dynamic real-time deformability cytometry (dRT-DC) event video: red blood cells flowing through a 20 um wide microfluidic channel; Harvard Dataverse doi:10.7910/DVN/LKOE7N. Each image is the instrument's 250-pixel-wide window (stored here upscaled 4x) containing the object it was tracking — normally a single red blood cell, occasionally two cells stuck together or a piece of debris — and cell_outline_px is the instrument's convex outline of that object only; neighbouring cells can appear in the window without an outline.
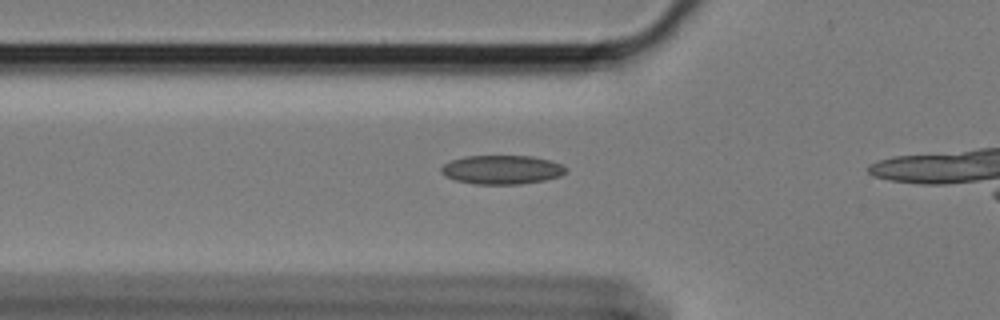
{"species": "Egyptian fruit bat (a non-hibernating species)", "species_latin": "Rousettus aegyptiacus", "temperature_condition": "cold", "stored_images_in_passage": 16, "camera_frame_rate_fps": 3000, "um_per_image_px": 0.085, "animal": {"sex": "female"}, "frame": {"image": 1, "passage_image": 10, "time_ms": 3.0, "image_size_px": [1000, 320], "cell_outline_px": [[568, 172], [560, 176], [544, 180], [520, 184], [472, 184], [456, 180], [444, 176], [440, 172], [440, 168], [444, 164], [452, 160], [464, 156], [532, 156], [552, 160], [568, 168]], "centroid_in_image_um": [42.67, 14.42], "position_along_channel_um": 83.1, "area_um2": 21.21}}
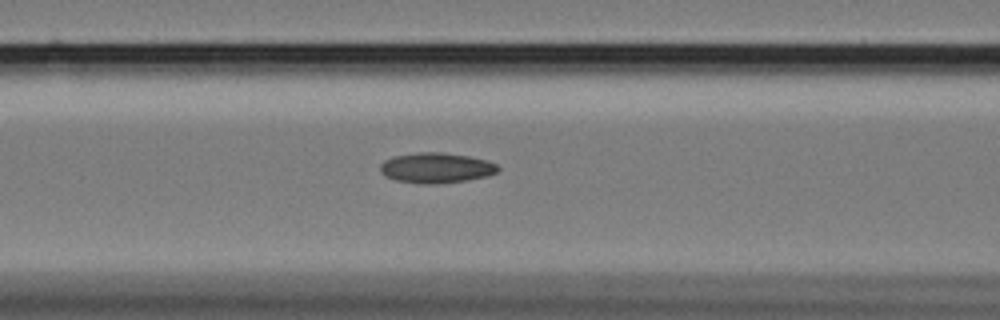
{"frame": {"image": 2, "passage_image": 14, "time_ms": 4.333, "image_size_px": [1000, 320], "cell_outline_px": [[500, 168], [496, 172], [488, 176], [464, 180], [436, 184], [420, 184], [396, 180], [384, 176], [380, 172], [380, 164], [384, 160], [392, 156], [420, 152], [440, 152], [468, 156], [488, 160], [496, 164]], "centroid_in_image_um": [37.04, 14.27], "position_along_channel_um": 129.6, "area_um2": 20.87}}